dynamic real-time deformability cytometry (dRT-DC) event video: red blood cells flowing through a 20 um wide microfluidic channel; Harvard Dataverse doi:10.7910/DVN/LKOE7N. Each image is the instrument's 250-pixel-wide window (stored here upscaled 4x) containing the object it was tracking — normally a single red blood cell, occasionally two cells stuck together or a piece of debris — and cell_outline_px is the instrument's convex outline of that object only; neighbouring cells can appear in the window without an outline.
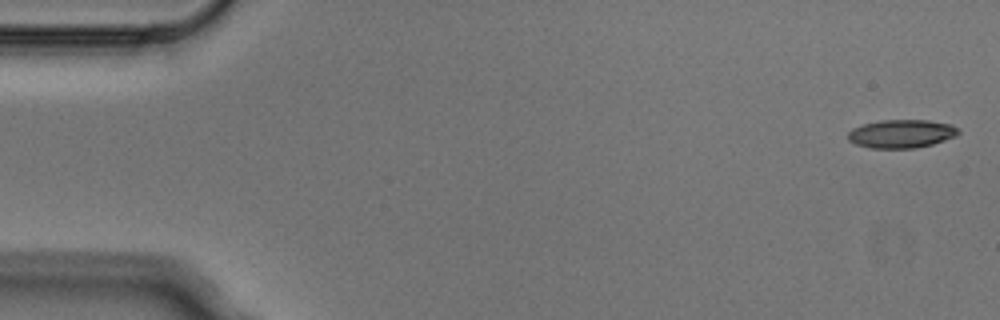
{"species": "Egyptian fruit bat (a non-hibernating species)", "species_latin": "Rousettus aegyptiacus", "temperature_condition": "cold", "stored_images_in_passage": 4, "camera_frame_rate_fps": 3000, "um_per_image_px": 0.085, "animal": {"sex": "male"}, "frame": {"image": 1, "passage_image": 1, "time_ms": 0.0, "image_size_px": [1000, 320], "cell_outline_px": [[960, 132], [956, 136], [932, 144], [916, 148], [868, 148], [856, 144], [848, 140], [848, 132], [852, 128], [860, 124], [880, 120], [928, 120], [952, 124], [960, 128]], "centroid_in_image_um": [76.62, 11.36], "position_along_channel_um": 8.4, "area_um2": 18.5}}
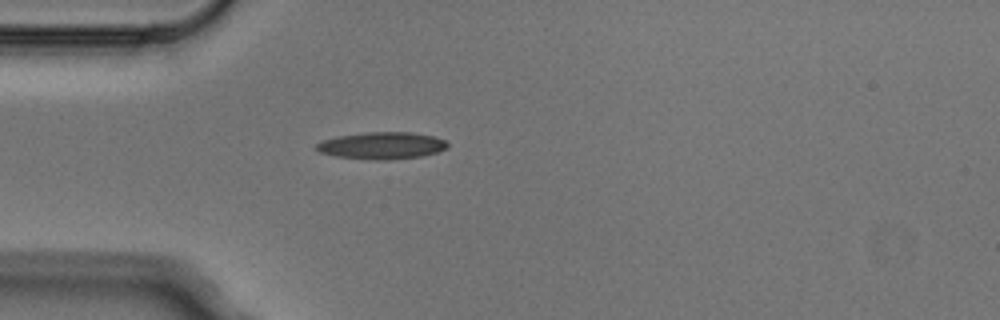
{"frame": {"image": 2, "passage_image": 4, "time_ms": 1.0, "image_size_px": [1000, 320], "cell_outline_px": [[448, 148], [436, 152], [420, 156], [388, 160], [372, 160], [336, 156], [320, 152], [316, 148], [316, 144], [324, 140], [336, 136], [364, 132], [408, 132], [432, 136], [444, 140], [448, 144]], "centroid_in_image_um": [32.44, 12.37], "position_along_channel_um": 52.6, "area_um2": 20.52}}